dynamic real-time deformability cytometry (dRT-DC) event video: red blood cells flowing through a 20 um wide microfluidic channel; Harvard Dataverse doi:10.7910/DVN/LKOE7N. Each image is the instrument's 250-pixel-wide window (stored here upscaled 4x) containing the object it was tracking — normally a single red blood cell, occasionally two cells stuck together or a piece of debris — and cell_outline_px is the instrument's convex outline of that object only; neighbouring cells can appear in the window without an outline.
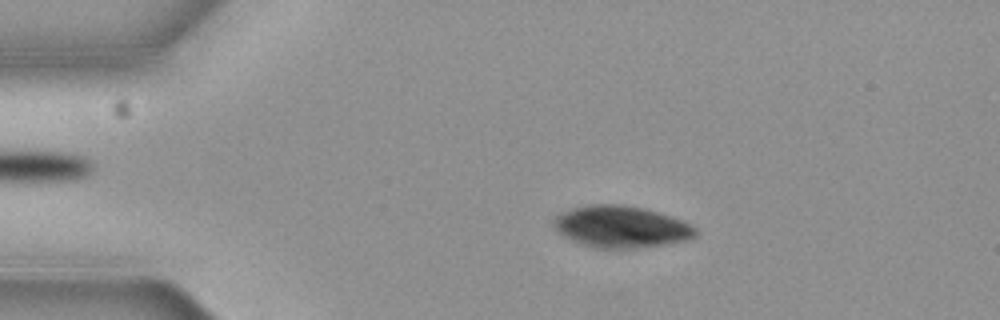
{"species": "common noctule bat (a hibernating species)", "species_latin": "Nyctalus noctula", "temperature_condition": "cold", "stored_images_in_passage": 4, "camera_frame_rate_fps": 3000, "um_per_image_px": 0.085, "animal": {"sex": "female", "body_mass_g": 19.3, "forearm_length_mm": 54.1}, "frame": {"image": 1, "passage_image": 3, "time_ms": 0.667, "image_size_px": [1000, 320], "cell_outline_px": [[696, 236], [688, 240], [664, 244], [636, 248], [592, 248], [572, 240], [564, 236], [556, 228], [556, 216], [572, 208], [588, 204], [624, 204], [644, 208], [680, 220], [696, 228]], "centroid_in_image_um": [52.81, 19.27], "position_along_channel_um": 32.2, "area_um2": 34.04}}